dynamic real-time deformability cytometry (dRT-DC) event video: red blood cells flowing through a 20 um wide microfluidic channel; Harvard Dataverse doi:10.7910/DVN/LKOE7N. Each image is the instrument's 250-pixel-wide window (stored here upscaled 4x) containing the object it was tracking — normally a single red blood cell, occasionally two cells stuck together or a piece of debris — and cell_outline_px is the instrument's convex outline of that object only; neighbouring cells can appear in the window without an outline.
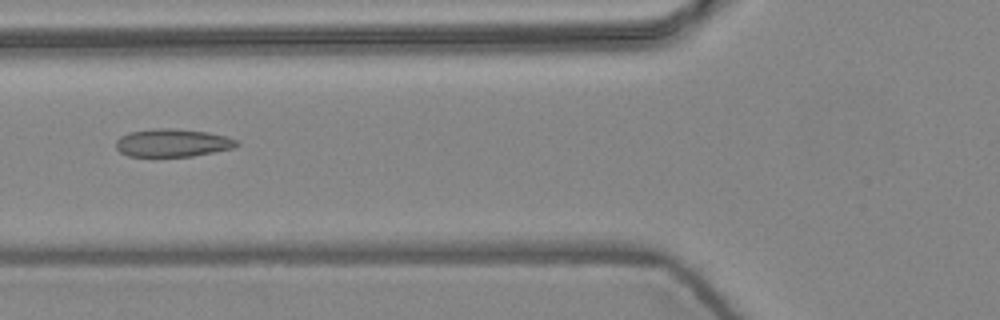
{"species": "common noctule bat (a hibernating species)", "species_latin": "Nyctalus noctula", "temperature_condition": "warm", "stored_images_in_passage": 7, "camera_frame_rate_fps": 3000, "um_per_image_px": 0.085, "animal": {"sex": "female", "body_mass_g": 24.6, "forearm_length_mm": 56.2}, "frame": {"image": 1, "passage_image": 5, "time_ms": 1.333, "image_size_px": [1000, 320], "cell_outline_px": [[240, 144], [236, 148], [192, 156], [128, 156], [120, 152], [116, 148], [116, 140], [120, 136], [128, 132], [156, 128], [176, 128], [208, 132], [224, 136], [236, 140]], "centroid_in_image_um": [14.66, 12.13], "position_along_channel_um": 111.1, "area_um2": 19.77}}
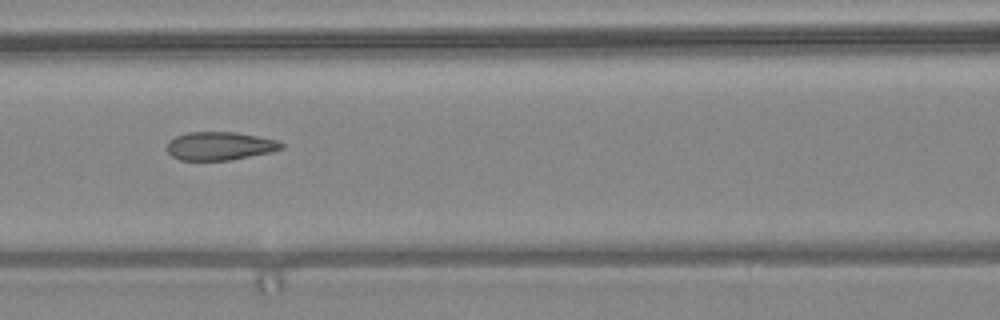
{"frame": {"image": 2, "passage_image": 6, "time_ms": 1.667, "image_size_px": [1000, 320], "cell_outline_px": [[284, 148], [272, 152], [232, 160], [180, 160], [172, 156], [168, 152], [168, 140], [176, 136], [188, 132], [236, 132], [276, 140], [284, 144]], "centroid_in_image_um": [18.7, 12.41], "position_along_channel_um": 147.9, "area_um2": 18.9}}
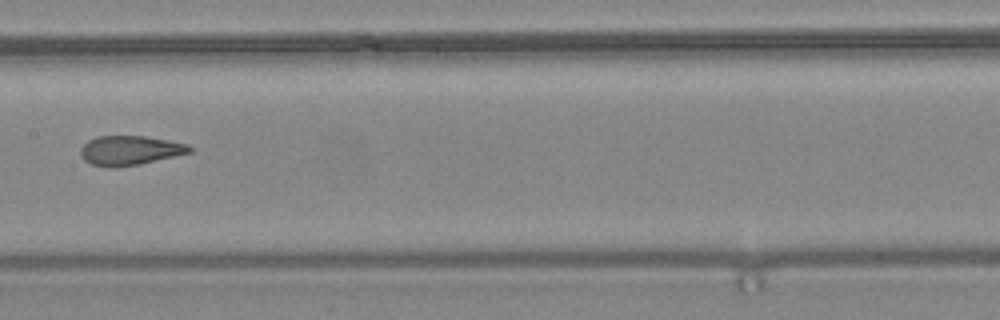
{"frame": {"image": 3, "passage_image": 7, "time_ms": 2.0, "image_size_px": [1000, 320], "cell_outline_px": [[192, 152], [140, 164], [112, 168], [108, 168], [92, 164], [84, 160], [80, 156], [80, 148], [88, 140], [96, 136], [144, 136], [168, 140], [188, 144], [192, 148]], "centroid_in_image_um": [11.01, 12.79], "position_along_channel_um": 196.4, "area_um2": 18.79}}